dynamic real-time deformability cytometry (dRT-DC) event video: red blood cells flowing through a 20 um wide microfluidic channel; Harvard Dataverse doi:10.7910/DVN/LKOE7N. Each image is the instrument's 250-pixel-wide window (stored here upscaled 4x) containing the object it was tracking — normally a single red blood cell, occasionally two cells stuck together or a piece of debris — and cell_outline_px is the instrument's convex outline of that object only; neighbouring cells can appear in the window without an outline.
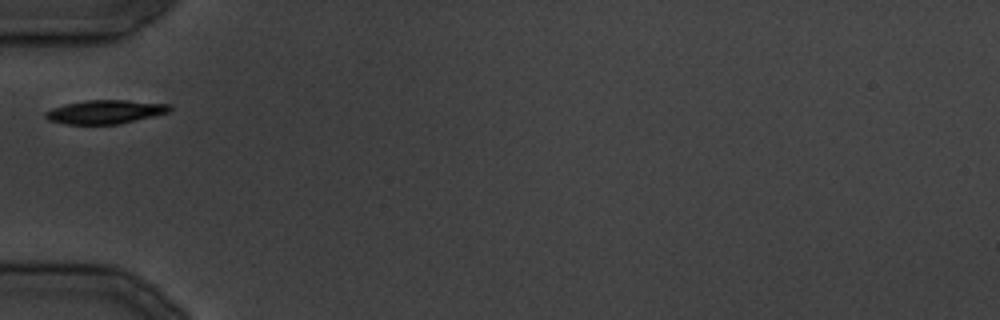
{"species": "common noctule bat (a hibernating species)", "species_latin": "Nyctalus noctula", "temperature_condition": "cold", "stored_images_in_passage": 22, "camera_frame_rate_fps": 3000, "um_per_image_px": 0.085, "animal": {"sex": "male", "body_mass_g": 19.5, "forearm_length_mm": 54.6}, "frame": {"image": 1, "passage_image": 1, "time_ms": 0.0, "image_size_px": [1000, 320], "cell_outline_px": [[172, 108], [168, 112], [120, 124], [64, 124], [48, 120], [44, 116], [44, 112], [52, 108], [64, 104], [88, 100], [128, 100], [172, 104]], "centroid_in_image_um": [8.93, 9.5], "position_along_channel_um": 76.1, "area_um2": 17.22}}
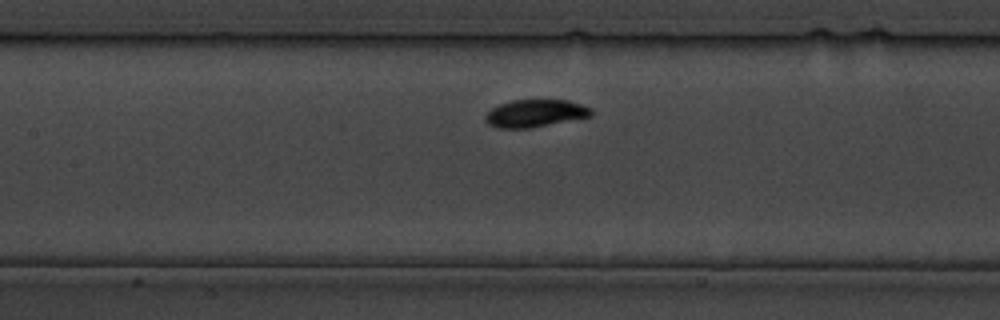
{"frame": {"image": 2, "passage_image": 6, "time_ms": 5.667, "image_size_px": [1000, 320], "cell_outline_px": [[592, 116], [532, 128], [496, 128], [488, 124], [484, 120], [484, 116], [492, 108], [500, 104], [512, 100], [568, 100], [592, 108]], "centroid_in_image_um": [45.48, 9.64], "position_along_channel_um": 161.9, "area_um2": 17.05}}
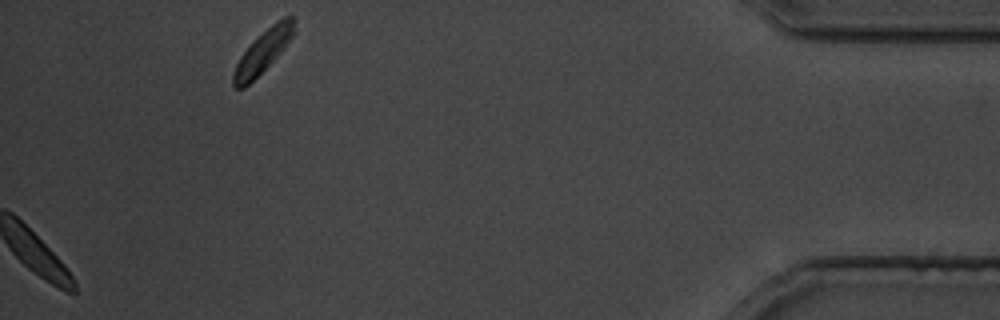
{"frame": {"image": 3, "passage_image": 22, "time_ms": 25.667, "image_size_px": [1000, 320], "cell_outline_px": [[296, 20], [292, 36], [284, 48], [244, 88], [236, 88], [232, 84], [232, 72], [240, 56], [276, 20], [284, 16], [292, 16]], "centroid_in_image_um": [22.35, 4.36], "position_along_channel_um": 412.9, "area_um2": 14.39}}